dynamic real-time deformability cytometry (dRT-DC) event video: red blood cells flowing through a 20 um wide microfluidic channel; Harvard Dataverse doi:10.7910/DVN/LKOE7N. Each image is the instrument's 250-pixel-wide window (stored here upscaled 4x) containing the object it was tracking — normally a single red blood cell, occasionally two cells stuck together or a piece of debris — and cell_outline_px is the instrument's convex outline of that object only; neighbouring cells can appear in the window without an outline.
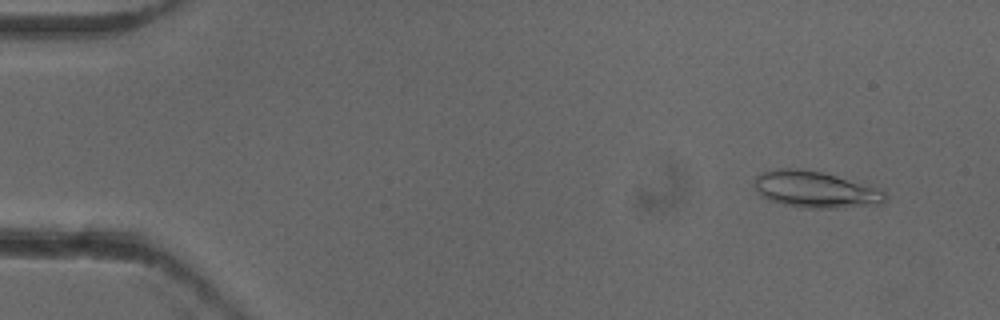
{"species": "common noctule bat (a hibernating species)", "species_latin": "Nyctalus noctula", "temperature_condition": "cold", "stored_images_in_passage": 52, "camera_frame_rate_fps": 3000, "um_per_image_px": 0.085, "animal": {"sex": "female"}, "frame": {"image": 1, "passage_image": 4, "time_ms": 1.0, "image_size_px": [1000, 320], "cell_outline_px": [[888, 196], [884, 204], [844, 208], [804, 208], [784, 204], [768, 200], [760, 196], [756, 192], [756, 176], [764, 172], [780, 168], [796, 168], [820, 172], [836, 176], [884, 192]], "centroid_in_image_um": [69.28, 16.14], "position_along_channel_um": 15.7, "area_um2": 27.46}}
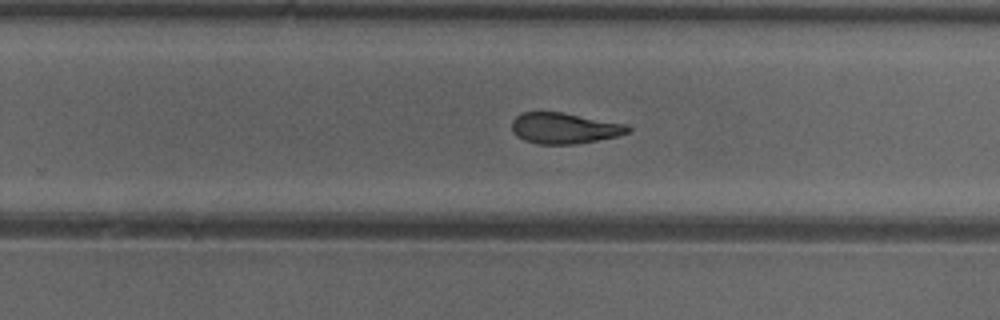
{"frame": {"image": 2, "passage_image": 33, "time_ms": 10.667, "image_size_px": [1000, 320], "cell_outline_px": [[632, 128], [628, 132], [616, 136], [576, 144], [536, 144], [524, 140], [516, 136], [512, 132], [512, 120], [516, 116], [524, 112], [564, 112], [628, 124]], "centroid_in_image_um": [47.96, 10.89], "position_along_channel_um": 281.8, "area_um2": 21.04}}
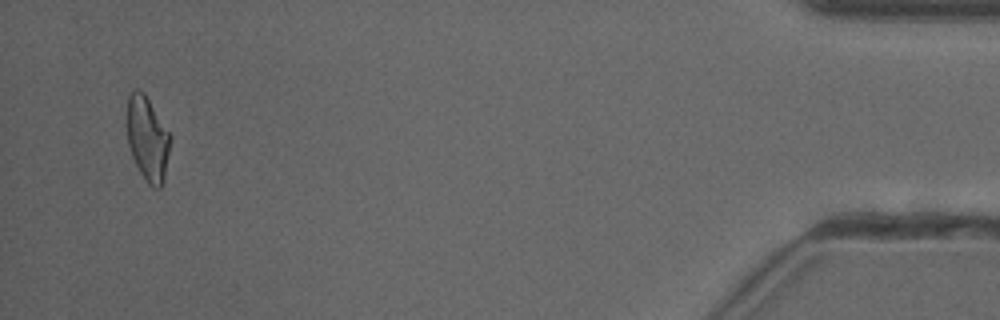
{"frame": {"image": 3, "passage_image": 50, "time_ms": 16.333, "image_size_px": [1000, 320], "cell_outline_px": [[172, 136], [164, 180], [160, 188], [152, 188], [148, 184], [140, 172], [132, 156], [128, 144], [124, 116], [128, 96], [136, 88], [144, 92]], "centroid_in_image_um": [12.51, 11.75], "position_along_channel_um": 422.7, "area_um2": 21.91}, "authors_computed_cell_mechanics": {"area_um2": 22.0218, "velocity_mm_per_s": 3.9407, "shape_relaxation_time_tau1_ms": null, "shape_relaxation_time_tau2_ms": 3.0192, "deformation_change_tau1": null, "deformation_change_tau2": 0.1023}}